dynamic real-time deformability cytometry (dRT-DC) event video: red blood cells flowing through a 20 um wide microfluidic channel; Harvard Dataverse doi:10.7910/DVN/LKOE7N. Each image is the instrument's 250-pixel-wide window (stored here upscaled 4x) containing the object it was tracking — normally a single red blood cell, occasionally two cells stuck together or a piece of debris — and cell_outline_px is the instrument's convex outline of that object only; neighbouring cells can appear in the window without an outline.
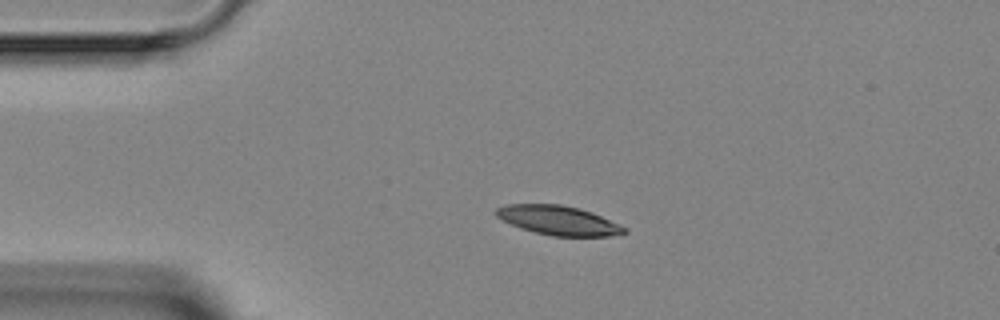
{"species": "Egyptian fruit bat (a non-hibernating species)", "species_latin": "Rousettus aegyptiacus", "temperature_condition": "room temperature", "stored_images_in_passage": 3, "camera_frame_rate_fps": 3000, "um_per_image_px": 0.085, "animal": {"sex": "female"}, "frame": {"image": 1, "passage_image": 2, "time_ms": 1.333, "image_size_px": [1000, 320], "cell_outline_px": [[628, 232], [608, 236], [552, 236], [520, 228], [496, 216], [496, 208], [504, 204], [560, 204], [580, 208], [592, 212], [628, 228]], "centroid_in_image_um": [47.48, 18.72], "position_along_channel_um": 37.5, "area_um2": 21.79}}